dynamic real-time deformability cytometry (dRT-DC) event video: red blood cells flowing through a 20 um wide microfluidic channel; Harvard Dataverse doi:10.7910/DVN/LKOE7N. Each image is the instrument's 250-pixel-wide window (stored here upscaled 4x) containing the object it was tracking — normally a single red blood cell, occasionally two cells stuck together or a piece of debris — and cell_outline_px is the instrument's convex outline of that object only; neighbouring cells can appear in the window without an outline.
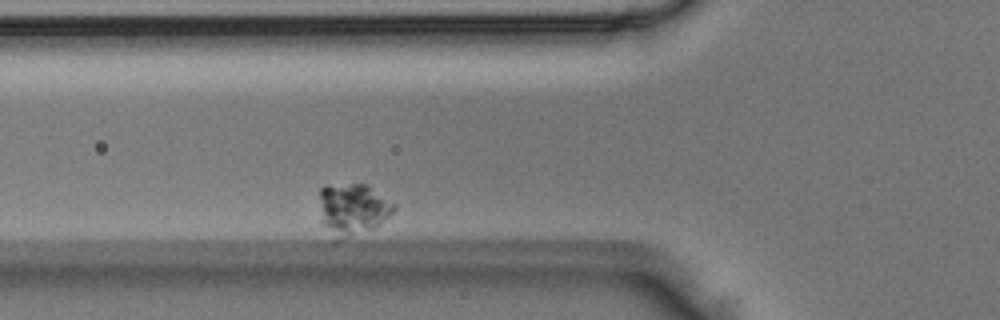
{"species": "Egyptian fruit bat (a non-hibernating species)", "species_latin": "Rousettus aegyptiacus", "temperature_condition": "room temperature", "stored_images_in_passage": 2, "camera_frame_rate_fps": 3000, "um_per_image_px": 0.085, "animal": {"sex": "male"}, "frame": {"image": 1, "passage_image": 2, "time_ms": 0.333, "image_size_px": [1000, 320], "cell_outline_px": [[396, 208], [388, 216], [372, 228], [336, 244], [332, 244], [324, 224], [320, 196], [320, 188], [324, 184], [368, 184], [396, 204]], "centroid_in_image_um": [29.96, 17.81], "position_along_channel_um": 95.8, "area_um2": 22.83}}